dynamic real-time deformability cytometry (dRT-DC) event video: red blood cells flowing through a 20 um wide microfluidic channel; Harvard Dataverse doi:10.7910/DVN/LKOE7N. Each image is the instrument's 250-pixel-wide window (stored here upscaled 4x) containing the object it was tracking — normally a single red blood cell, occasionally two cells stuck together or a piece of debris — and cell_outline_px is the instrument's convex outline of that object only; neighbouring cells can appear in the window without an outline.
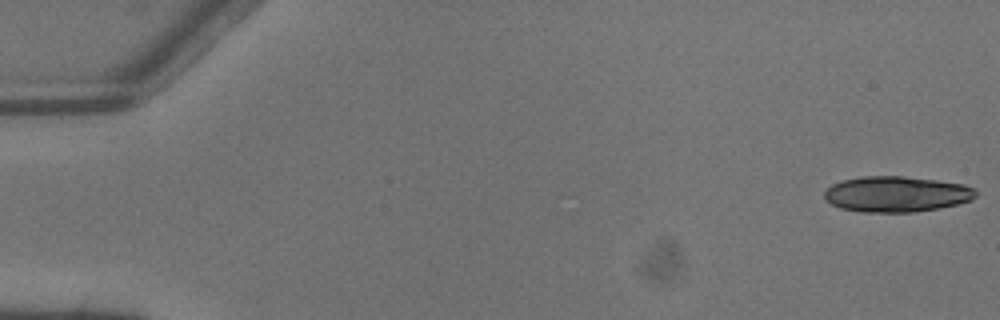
{"species": "common noctule bat (a hibernating species)", "species_latin": "Nyctalus noctula", "temperature_condition": "warm", "stored_images_in_passage": 5, "camera_frame_rate_fps": 3000, "um_per_image_px": 0.085, "animal": {"sex": "male", "body_mass_g": 13.3}, "frame": {"image": 1, "passage_image": 1, "time_ms": 0.0, "image_size_px": [1000, 320], "cell_outline_px": [[976, 196], [972, 200], [940, 208], [912, 212], [860, 212], [840, 208], [824, 200], [824, 192], [832, 184], [844, 180], [860, 176], [900, 176], [936, 180], [964, 184], [972, 188], [976, 192]], "centroid_in_image_um": [76.17, 16.5], "position_along_channel_um": 8.8, "area_um2": 31.5}}